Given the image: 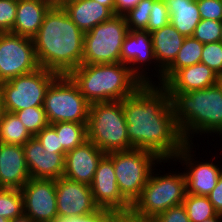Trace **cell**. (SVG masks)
<instances>
[{
	"mask_svg": "<svg viewBox=\"0 0 222 222\" xmlns=\"http://www.w3.org/2000/svg\"><path fill=\"white\" fill-rule=\"evenodd\" d=\"M131 149L172 160L186 144L174 119L168 90L156 83L142 84L122 100Z\"/></svg>",
	"mask_w": 222,
	"mask_h": 222,
	"instance_id": "1",
	"label": "cell"
},
{
	"mask_svg": "<svg viewBox=\"0 0 222 222\" xmlns=\"http://www.w3.org/2000/svg\"><path fill=\"white\" fill-rule=\"evenodd\" d=\"M84 34L62 6H51L32 38L40 67L68 75L82 64Z\"/></svg>",
	"mask_w": 222,
	"mask_h": 222,
	"instance_id": "2",
	"label": "cell"
},
{
	"mask_svg": "<svg viewBox=\"0 0 222 222\" xmlns=\"http://www.w3.org/2000/svg\"><path fill=\"white\" fill-rule=\"evenodd\" d=\"M168 93L174 119L186 143H193L194 134L222 136V87L219 83L187 93Z\"/></svg>",
	"mask_w": 222,
	"mask_h": 222,
	"instance_id": "3",
	"label": "cell"
},
{
	"mask_svg": "<svg viewBox=\"0 0 222 222\" xmlns=\"http://www.w3.org/2000/svg\"><path fill=\"white\" fill-rule=\"evenodd\" d=\"M68 75L90 104L122 101L142 85L129 66L121 62L81 64Z\"/></svg>",
	"mask_w": 222,
	"mask_h": 222,
	"instance_id": "4",
	"label": "cell"
},
{
	"mask_svg": "<svg viewBox=\"0 0 222 222\" xmlns=\"http://www.w3.org/2000/svg\"><path fill=\"white\" fill-rule=\"evenodd\" d=\"M87 139L106 154L131 149L122 101L90 104Z\"/></svg>",
	"mask_w": 222,
	"mask_h": 222,
	"instance_id": "5",
	"label": "cell"
},
{
	"mask_svg": "<svg viewBox=\"0 0 222 222\" xmlns=\"http://www.w3.org/2000/svg\"><path fill=\"white\" fill-rule=\"evenodd\" d=\"M156 168H153L139 197L131 205L133 214L158 216L173 206L183 204L187 193L184 172L171 171L162 175Z\"/></svg>",
	"mask_w": 222,
	"mask_h": 222,
	"instance_id": "6",
	"label": "cell"
},
{
	"mask_svg": "<svg viewBox=\"0 0 222 222\" xmlns=\"http://www.w3.org/2000/svg\"><path fill=\"white\" fill-rule=\"evenodd\" d=\"M112 159L118 188L122 196L132 205L139 197L155 166L172 160H160L149 151L132 148L107 153ZM157 164V165H156Z\"/></svg>",
	"mask_w": 222,
	"mask_h": 222,
	"instance_id": "7",
	"label": "cell"
},
{
	"mask_svg": "<svg viewBox=\"0 0 222 222\" xmlns=\"http://www.w3.org/2000/svg\"><path fill=\"white\" fill-rule=\"evenodd\" d=\"M90 103L69 75H58L48 87L43 108L49 124L87 123Z\"/></svg>",
	"mask_w": 222,
	"mask_h": 222,
	"instance_id": "8",
	"label": "cell"
},
{
	"mask_svg": "<svg viewBox=\"0 0 222 222\" xmlns=\"http://www.w3.org/2000/svg\"><path fill=\"white\" fill-rule=\"evenodd\" d=\"M59 74L40 67L33 72L0 83L5 111L15 113L30 107L43 106L45 94Z\"/></svg>",
	"mask_w": 222,
	"mask_h": 222,
	"instance_id": "9",
	"label": "cell"
},
{
	"mask_svg": "<svg viewBox=\"0 0 222 222\" xmlns=\"http://www.w3.org/2000/svg\"><path fill=\"white\" fill-rule=\"evenodd\" d=\"M128 31L125 16L114 15L85 32L82 64L120 62L123 41Z\"/></svg>",
	"mask_w": 222,
	"mask_h": 222,
	"instance_id": "10",
	"label": "cell"
},
{
	"mask_svg": "<svg viewBox=\"0 0 222 222\" xmlns=\"http://www.w3.org/2000/svg\"><path fill=\"white\" fill-rule=\"evenodd\" d=\"M40 68L32 38L0 33V83Z\"/></svg>",
	"mask_w": 222,
	"mask_h": 222,
	"instance_id": "11",
	"label": "cell"
},
{
	"mask_svg": "<svg viewBox=\"0 0 222 222\" xmlns=\"http://www.w3.org/2000/svg\"><path fill=\"white\" fill-rule=\"evenodd\" d=\"M120 62L128 65L130 71L142 82V84L155 83L154 78L151 76H157L156 78H158V81L162 78L163 71L157 66L151 33L147 31L127 32L122 45ZM149 66H153L157 74L154 71L155 75H148V73H150Z\"/></svg>",
	"mask_w": 222,
	"mask_h": 222,
	"instance_id": "12",
	"label": "cell"
},
{
	"mask_svg": "<svg viewBox=\"0 0 222 222\" xmlns=\"http://www.w3.org/2000/svg\"><path fill=\"white\" fill-rule=\"evenodd\" d=\"M193 145V143H186L176 154L173 163L180 162L184 167L187 193L208 196L222 173V164L216 165L211 160L210 162L197 161V157L194 158L193 152L195 153L196 150H192Z\"/></svg>",
	"mask_w": 222,
	"mask_h": 222,
	"instance_id": "13",
	"label": "cell"
},
{
	"mask_svg": "<svg viewBox=\"0 0 222 222\" xmlns=\"http://www.w3.org/2000/svg\"><path fill=\"white\" fill-rule=\"evenodd\" d=\"M24 214L35 222L57 218L56 179L30 178L21 188Z\"/></svg>",
	"mask_w": 222,
	"mask_h": 222,
	"instance_id": "14",
	"label": "cell"
},
{
	"mask_svg": "<svg viewBox=\"0 0 222 222\" xmlns=\"http://www.w3.org/2000/svg\"><path fill=\"white\" fill-rule=\"evenodd\" d=\"M90 188L99 208L117 213L131 210V204L118 188L113 161L107 154L99 162Z\"/></svg>",
	"mask_w": 222,
	"mask_h": 222,
	"instance_id": "15",
	"label": "cell"
},
{
	"mask_svg": "<svg viewBox=\"0 0 222 222\" xmlns=\"http://www.w3.org/2000/svg\"><path fill=\"white\" fill-rule=\"evenodd\" d=\"M58 217L85 216L98 210L90 185L64 177L56 179Z\"/></svg>",
	"mask_w": 222,
	"mask_h": 222,
	"instance_id": "16",
	"label": "cell"
},
{
	"mask_svg": "<svg viewBox=\"0 0 222 222\" xmlns=\"http://www.w3.org/2000/svg\"><path fill=\"white\" fill-rule=\"evenodd\" d=\"M106 155L87 140L73 150L67 151L64 162V178L90 185L101 159Z\"/></svg>",
	"mask_w": 222,
	"mask_h": 222,
	"instance_id": "17",
	"label": "cell"
},
{
	"mask_svg": "<svg viewBox=\"0 0 222 222\" xmlns=\"http://www.w3.org/2000/svg\"><path fill=\"white\" fill-rule=\"evenodd\" d=\"M30 178L58 179L63 176L66 153H49L34 136L24 145Z\"/></svg>",
	"mask_w": 222,
	"mask_h": 222,
	"instance_id": "18",
	"label": "cell"
},
{
	"mask_svg": "<svg viewBox=\"0 0 222 222\" xmlns=\"http://www.w3.org/2000/svg\"><path fill=\"white\" fill-rule=\"evenodd\" d=\"M29 179L23 146L0 143V188L21 189Z\"/></svg>",
	"mask_w": 222,
	"mask_h": 222,
	"instance_id": "19",
	"label": "cell"
},
{
	"mask_svg": "<svg viewBox=\"0 0 222 222\" xmlns=\"http://www.w3.org/2000/svg\"><path fill=\"white\" fill-rule=\"evenodd\" d=\"M218 75L207 65L198 63L178 70L163 86L168 92H190L218 83Z\"/></svg>",
	"mask_w": 222,
	"mask_h": 222,
	"instance_id": "20",
	"label": "cell"
},
{
	"mask_svg": "<svg viewBox=\"0 0 222 222\" xmlns=\"http://www.w3.org/2000/svg\"><path fill=\"white\" fill-rule=\"evenodd\" d=\"M62 8L84 33L114 16L110 8L94 0H70Z\"/></svg>",
	"mask_w": 222,
	"mask_h": 222,
	"instance_id": "21",
	"label": "cell"
},
{
	"mask_svg": "<svg viewBox=\"0 0 222 222\" xmlns=\"http://www.w3.org/2000/svg\"><path fill=\"white\" fill-rule=\"evenodd\" d=\"M51 6L47 0H17L16 19L12 33L33 38Z\"/></svg>",
	"mask_w": 222,
	"mask_h": 222,
	"instance_id": "22",
	"label": "cell"
},
{
	"mask_svg": "<svg viewBox=\"0 0 222 222\" xmlns=\"http://www.w3.org/2000/svg\"><path fill=\"white\" fill-rule=\"evenodd\" d=\"M151 37L157 66L164 72L176 59L186 37L171 23L151 32Z\"/></svg>",
	"mask_w": 222,
	"mask_h": 222,
	"instance_id": "23",
	"label": "cell"
},
{
	"mask_svg": "<svg viewBox=\"0 0 222 222\" xmlns=\"http://www.w3.org/2000/svg\"><path fill=\"white\" fill-rule=\"evenodd\" d=\"M170 15V23L185 37H192L200 22L197 0H164Z\"/></svg>",
	"mask_w": 222,
	"mask_h": 222,
	"instance_id": "24",
	"label": "cell"
},
{
	"mask_svg": "<svg viewBox=\"0 0 222 222\" xmlns=\"http://www.w3.org/2000/svg\"><path fill=\"white\" fill-rule=\"evenodd\" d=\"M203 45L193 37H186L174 62L163 72L159 81L155 79V83L164 85L178 70L200 63Z\"/></svg>",
	"mask_w": 222,
	"mask_h": 222,
	"instance_id": "25",
	"label": "cell"
},
{
	"mask_svg": "<svg viewBox=\"0 0 222 222\" xmlns=\"http://www.w3.org/2000/svg\"><path fill=\"white\" fill-rule=\"evenodd\" d=\"M32 137L15 113L4 112L0 122V143L23 146Z\"/></svg>",
	"mask_w": 222,
	"mask_h": 222,
	"instance_id": "26",
	"label": "cell"
},
{
	"mask_svg": "<svg viewBox=\"0 0 222 222\" xmlns=\"http://www.w3.org/2000/svg\"><path fill=\"white\" fill-rule=\"evenodd\" d=\"M57 132L60 145L70 151L87 141V123L59 122L50 124Z\"/></svg>",
	"mask_w": 222,
	"mask_h": 222,
	"instance_id": "27",
	"label": "cell"
},
{
	"mask_svg": "<svg viewBox=\"0 0 222 222\" xmlns=\"http://www.w3.org/2000/svg\"><path fill=\"white\" fill-rule=\"evenodd\" d=\"M183 205L191 222H202L217 215L207 196L186 193Z\"/></svg>",
	"mask_w": 222,
	"mask_h": 222,
	"instance_id": "28",
	"label": "cell"
},
{
	"mask_svg": "<svg viewBox=\"0 0 222 222\" xmlns=\"http://www.w3.org/2000/svg\"><path fill=\"white\" fill-rule=\"evenodd\" d=\"M24 214L21 189L0 188V216L12 220Z\"/></svg>",
	"mask_w": 222,
	"mask_h": 222,
	"instance_id": "29",
	"label": "cell"
},
{
	"mask_svg": "<svg viewBox=\"0 0 222 222\" xmlns=\"http://www.w3.org/2000/svg\"><path fill=\"white\" fill-rule=\"evenodd\" d=\"M15 114L33 137L49 125L43 106L19 110Z\"/></svg>",
	"mask_w": 222,
	"mask_h": 222,
	"instance_id": "30",
	"label": "cell"
},
{
	"mask_svg": "<svg viewBox=\"0 0 222 222\" xmlns=\"http://www.w3.org/2000/svg\"><path fill=\"white\" fill-rule=\"evenodd\" d=\"M153 1L141 0L134 9L125 15L129 31H147Z\"/></svg>",
	"mask_w": 222,
	"mask_h": 222,
	"instance_id": "31",
	"label": "cell"
},
{
	"mask_svg": "<svg viewBox=\"0 0 222 222\" xmlns=\"http://www.w3.org/2000/svg\"><path fill=\"white\" fill-rule=\"evenodd\" d=\"M222 21L201 19L195 27L193 38L202 44L219 42L221 38Z\"/></svg>",
	"mask_w": 222,
	"mask_h": 222,
	"instance_id": "32",
	"label": "cell"
},
{
	"mask_svg": "<svg viewBox=\"0 0 222 222\" xmlns=\"http://www.w3.org/2000/svg\"><path fill=\"white\" fill-rule=\"evenodd\" d=\"M200 63L207 65L218 76L222 75V43H206L203 45Z\"/></svg>",
	"mask_w": 222,
	"mask_h": 222,
	"instance_id": "33",
	"label": "cell"
},
{
	"mask_svg": "<svg viewBox=\"0 0 222 222\" xmlns=\"http://www.w3.org/2000/svg\"><path fill=\"white\" fill-rule=\"evenodd\" d=\"M149 15L147 32L151 33L170 23V15L164 0H154Z\"/></svg>",
	"mask_w": 222,
	"mask_h": 222,
	"instance_id": "34",
	"label": "cell"
},
{
	"mask_svg": "<svg viewBox=\"0 0 222 222\" xmlns=\"http://www.w3.org/2000/svg\"><path fill=\"white\" fill-rule=\"evenodd\" d=\"M16 10L17 0H0V33H12Z\"/></svg>",
	"mask_w": 222,
	"mask_h": 222,
	"instance_id": "35",
	"label": "cell"
},
{
	"mask_svg": "<svg viewBox=\"0 0 222 222\" xmlns=\"http://www.w3.org/2000/svg\"><path fill=\"white\" fill-rule=\"evenodd\" d=\"M37 140L44 147V151L49 153H66L67 151L60 145L56 130L49 124L36 136Z\"/></svg>",
	"mask_w": 222,
	"mask_h": 222,
	"instance_id": "36",
	"label": "cell"
},
{
	"mask_svg": "<svg viewBox=\"0 0 222 222\" xmlns=\"http://www.w3.org/2000/svg\"><path fill=\"white\" fill-rule=\"evenodd\" d=\"M201 19L222 21V0H197Z\"/></svg>",
	"mask_w": 222,
	"mask_h": 222,
	"instance_id": "37",
	"label": "cell"
},
{
	"mask_svg": "<svg viewBox=\"0 0 222 222\" xmlns=\"http://www.w3.org/2000/svg\"><path fill=\"white\" fill-rule=\"evenodd\" d=\"M157 217L161 222H191L183 204L173 206Z\"/></svg>",
	"mask_w": 222,
	"mask_h": 222,
	"instance_id": "38",
	"label": "cell"
},
{
	"mask_svg": "<svg viewBox=\"0 0 222 222\" xmlns=\"http://www.w3.org/2000/svg\"><path fill=\"white\" fill-rule=\"evenodd\" d=\"M217 214L222 215V173L220 174L216 186L207 196Z\"/></svg>",
	"mask_w": 222,
	"mask_h": 222,
	"instance_id": "39",
	"label": "cell"
},
{
	"mask_svg": "<svg viewBox=\"0 0 222 222\" xmlns=\"http://www.w3.org/2000/svg\"><path fill=\"white\" fill-rule=\"evenodd\" d=\"M141 0H114V15L125 16L134 9Z\"/></svg>",
	"mask_w": 222,
	"mask_h": 222,
	"instance_id": "40",
	"label": "cell"
},
{
	"mask_svg": "<svg viewBox=\"0 0 222 222\" xmlns=\"http://www.w3.org/2000/svg\"><path fill=\"white\" fill-rule=\"evenodd\" d=\"M113 222H142V215L128 212H113Z\"/></svg>",
	"mask_w": 222,
	"mask_h": 222,
	"instance_id": "41",
	"label": "cell"
},
{
	"mask_svg": "<svg viewBox=\"0 0 222 222\" xmlns=\"http://www.w3.org/2000/svg\"><path fill=\"white\" fill-rule=\"evenodd\" d=\"M93 222H113V212L99 208L93 212Z\"/></svg>",
	"mask_w": 222,
	"mask_h": 222,
	"instance_id": "42",
	"label": "cell"
},
{
	"mask_svg": "<svg viewBox=\"0 0 222 222\" xmlns=\"http://www.w3.org/2000/svg\"><path fill=\"white\" fill-rule=\"evenodd\" d=\"M54 222H93V213L85 216L58 217Z\"/></svg>",
	"mask_w": 222,
	"mask_h": 222,
	"instance_id": "43",
	"label": "cell"
},
{
	"mask_svg": "<svg viewBox=\"0 0 222 222\" xmlns=\"http://www.w3.org/2000/svg\"><path fill=\"white\" fill-rule=\"evenodd\" d=\"M9 222H35L33 221L29 216L26 214H23L22 216L16 217L12 220H9Z\"/></svg>",
	"mask_w": 222,
	"mask_h": 222,
	"instance_id": "44",
	"label": "cell"
},
{
	"mask_svg": "<svg viewBox=\"0 0 222 222\" xmlns=\"http://www.w3.org/2000/svg\"><path fill=\"white\" fill-rule=\"evenodd\" d=\"M99 2L101 5L110 8L114 12V0H94Z\"/></svg>",
	"mask_w": 222,
	"mask_h": 222,
	"instance_id": "45",
	"label": "cell"
},
{
	"mask_svg": "<svg viewBox=\"0 0 222 222\" xmlns=\"http://www.w3.org/2000/svg\"><path fill=\"white\" fill-rule=\"evenodd\" d=\"M142 222H161L157 216H142Z\"/></svg>",
	"mask_w": 222,
	"mask_h": 222,
	"instance_id": "46",
	"label": "cell"
},
{
	"mask_svg": "<svg viewBox=\"0 0 222 222\" xmlns=\"http://www.w3.org/2000/svg\"><path fill=\"white\" fill-rule=\"evenodd\" d=\"M52 6H62L64 3L70 0H47Z\"/></svg>",
	"mask_w": 222,
	"mask_h": 222,
	"instance_id": "47",
	"label": "cell"
},
{
	"mask_svg": "<svg viewBox=\"0 0 222 222\" xmlns=\"http://www.w3.org/2000/svg\"><path fill=\"white\" fill-rule=\"evenodd\" d=\"M202 222H222V215L217 214L215 217H211V218L206 219Z\"/></svg>",
	"mask_w": 222,
	"mask_h": 222,
	"instance_id": "48",
	"label": "cell"
},
{
	"mask_svg": "<svg viewBox=\"0 0 222 222\" xmlns=\"http://www.w3.org/2000/svg\"><path fill=\"white\" fill-rule=\"evenodd\" d=\"M4 112H5V109H4V106H3V100H2L1 93H0V122L2 120Z\"/></svg>",
	"mask_w": 222,
	"mask_h": 222,
	"instance_id": "49",
	"label": "cell"
},
{
	"mask_svg": "<svg viewBox=\"0 0 222 222\" xmlns=\"http://www.w3.org/2000/svg\"><path fill=\"white\" fill-rule=\"evenodd\" d=\"M0 222H9V220L5 217L0 216Z\"/></svg>",
	"mask_w": 222,
	"mask_h": 222,
	"instance_id": "50",
	"label": "cell"
},
{
	"mask_svg": "<svg viewBox=\"0 0 222 222\" xmlns=\"http://www.w3.org/2000/svg\"><path fill=\"white\" fill-rule=\"evenodd\" d=\"M218 83L222 87V75L218 77Z\"/></svg>",
	"mask_w": 222,
	"mask_h": 222,
	"instance_id": "51",
	"label": "cell"
},
{
	"mask_svg": "<svg viewBox=\"0 0 222 222\" xmlns=\"http://www.w3.org/2000/svg\"><path fill=\"white\" fill-rule=\"evenodd\" d=\"M220 42L222 43V31H221V38H220Z\"/></svg>",
	"mask_w": 222,
	"mask_h": 222,
	"instance_id": "52",
	"label": "cell"
}]
</instances>
